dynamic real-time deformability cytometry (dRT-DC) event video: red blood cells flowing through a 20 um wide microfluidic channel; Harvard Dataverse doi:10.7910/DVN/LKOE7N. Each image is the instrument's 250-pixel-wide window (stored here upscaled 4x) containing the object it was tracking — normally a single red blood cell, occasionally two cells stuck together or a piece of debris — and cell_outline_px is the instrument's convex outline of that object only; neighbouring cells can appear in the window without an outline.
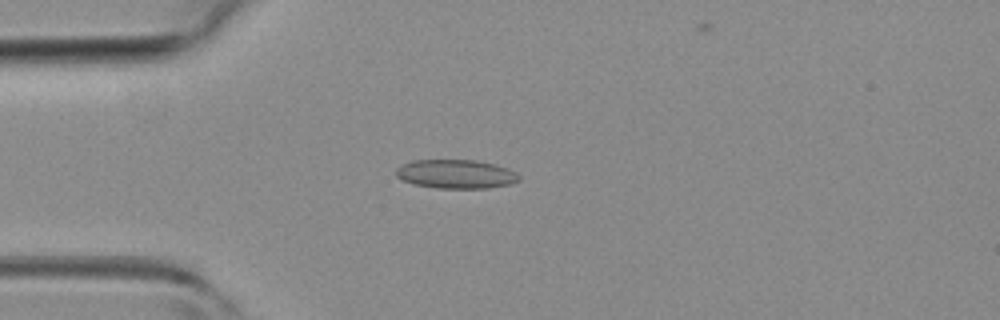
{"species": "common noctule bat (a hibernating species)", "species_latin": "Nyctalus noctula", "temperature_condition": "room temperature", "stored_images_in_passage": 44, "camera_frame_rate_fps": 3000, "um_per_image_px": 0.085, "animal": {"sex": "female", "body_mass_g": 19.3, "forearm_length_mm": 54.1}, "frame": {"image": 1, "passage_image": 11, "time_ms": 3.333, "image_size_px": [1000, 320], "cell_outline_px": [[520, 180], [508, 184], [488, 188], [436, 188], [412, 184], [396, 176], [396, 168], [412, 160], [476, 160], [496, 164], [508, 168], [516, 172], [520, 176]], "centroid_in_image_um": [38.77, 14.79], "position_along_channel_um": 46.2, "area_um2": 20.75}}
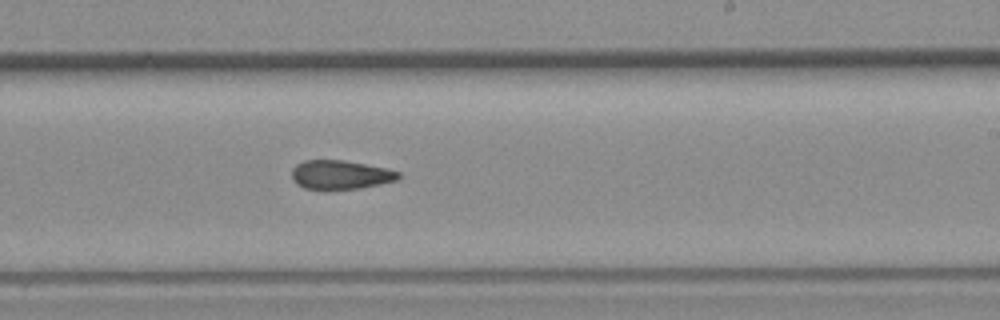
{"frame": {"image": 2, "passage_image": 26, "time_ms": 8.333, "image_size_px": [1000, 320], "cell_outline_px": [[400, 176], [396, 180], [380, 184], [360, 188], [304, 188], [296, 184], [292, 180], [292, 168], [296, 164], [304, 160], [344, 160], [388, 168], [400, 172]], "centroid_in_image_um": [28.93, 14.83], "position_along_channel_um": 260.1, "area_um2": 17.86}}
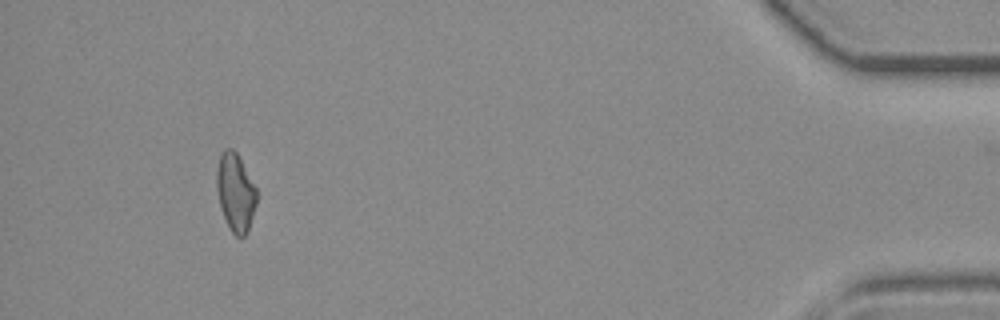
{"frame": {"image": 3, "passage_image": 41, "time_ms": 13.333, "image_size_px": [1000, 320], "cell_outline_px": [[256, 204], [248, 232], [244, 236], [236, 236], [228, 228], [220, 208], [216, 188], [216, 168], [220, 152], [224, 148], [232, 148], [236, 152], [256, 188]], "centroid_in_image_um": [19.98, 16.35], "position_along_channel_um": 415.2, "area_um2": 18.32}}